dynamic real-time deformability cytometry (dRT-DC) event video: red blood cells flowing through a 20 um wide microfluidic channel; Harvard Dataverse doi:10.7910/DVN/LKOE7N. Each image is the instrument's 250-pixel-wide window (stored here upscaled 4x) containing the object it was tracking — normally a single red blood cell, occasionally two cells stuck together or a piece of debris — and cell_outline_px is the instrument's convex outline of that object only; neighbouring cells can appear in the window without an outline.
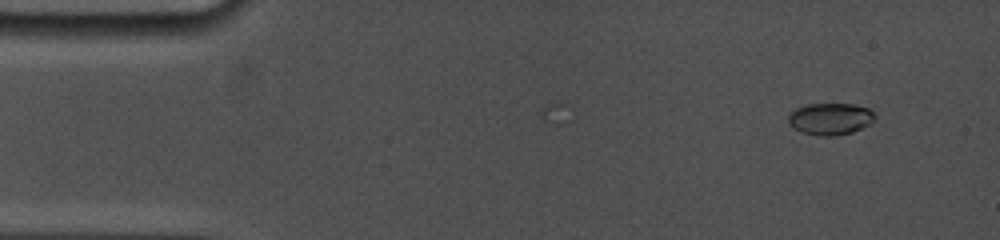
{"species": "common noctule bat (a hibernating species)", "species_latin": "Nyctalus noctula", "temperature_condition": "cold", "stored_images_in_passage": 13, "camera_frame_rate_fps": 5000, "um_per_image_px": 0.085, "animal": {"sex": "female", "body_mass_g": 19.0, "forearm_length_mm": 53.3}, "frame": {"image": 1, "passage_image": 7, "time_ms": 1.4, "image_size_px": [1000, 240], "cell_outline_px": [[876, 120], [872, 124], [852, 132], [836, 136], [820, 136], [800, 132], [792, 128], [788, 124], [788, 116], [796, 108], [808, 104], [852, 104], [868, 108], [876, 116]], "centroid_in_image_um": [70.58, 10.12], "position_along_channel_um": 14.4, "area_um2": 16.3}}